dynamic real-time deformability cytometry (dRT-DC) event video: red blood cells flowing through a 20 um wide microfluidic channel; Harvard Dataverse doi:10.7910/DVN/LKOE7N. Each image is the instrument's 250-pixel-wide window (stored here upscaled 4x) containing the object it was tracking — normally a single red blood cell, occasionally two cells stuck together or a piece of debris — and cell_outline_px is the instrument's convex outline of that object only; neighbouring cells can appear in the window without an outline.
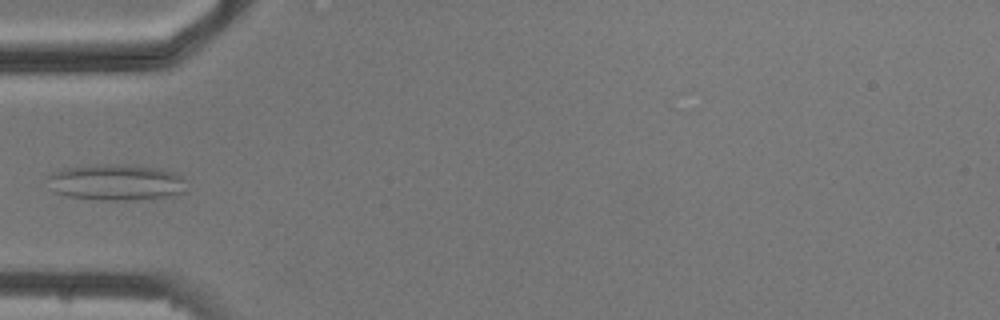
{"species": "common noctule bat (a hibernating species)", "species_latin": "Nyctalus noctula", "temperature_condition": "cold", "stored_images_in_passage": 6, "camera_frame_rate_fps": 3000, "um_per_image_px": 0.085, "animal": {"sex": "male", "body_mass_g": 20.5, "forearm_length_mm": 52.5}, "frame": {"image": 1, "passage_image": 5, "time_ms": 4.667, "image_size_px": [1000, 320], "cell_outline_px": [[188, 192], [172, 196], [124, 200], [100, 200], [68, 196], [52, 192], [48, 188], [48, 176], [52, 172], [60, 168], [96, 164], [124, 164], [160, 168], [184, 176]], "centroid_in_image_um": [9.86, 15.49], "position_along_channel_um": 75.1, "area_um2": 29.94}}